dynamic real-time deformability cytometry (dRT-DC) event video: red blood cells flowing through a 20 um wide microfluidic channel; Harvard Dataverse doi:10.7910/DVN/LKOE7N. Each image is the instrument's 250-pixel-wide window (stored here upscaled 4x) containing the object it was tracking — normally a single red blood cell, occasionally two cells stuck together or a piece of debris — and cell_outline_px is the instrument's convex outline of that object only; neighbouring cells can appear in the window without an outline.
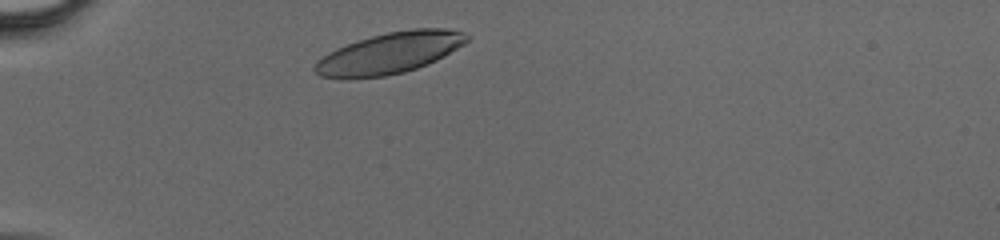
{"species": "human", "species_latin": "Homo sapiens", "temperature_condition": "cold", "stored_images_in_passage": 29, "camera_frame_rate_fps": 3000, "um_per_image_px": 0.085, "donor": {"sex": "male"}, "frame": {"image": 1, "passage_image": 2, "time_ms": 0.333, "image_size_px": [1000, 240], "cell_outline_px": [[468, 40], [464, 44], [444, 56], [428, 64], [404, 72], [384, 76], [320, 76], [312, 68], [328, 52], [336, 48], [372, 36], [388, 32], [412, 28], [444, 28], [460, 32], [468, 36]], "centroid_in_image_um": [33.18, 4.48], "position_along_channel_um": 51.8, "area_um2": 35.37}}
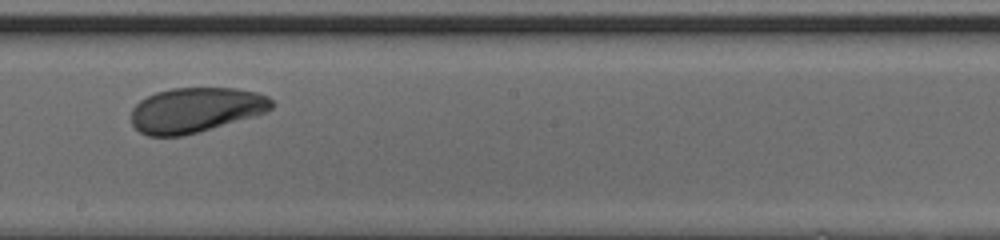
{"frame": {"image": 2, "passage_image": 16, "time_ms": 5.0, "image_size_px": [1000, 240], "cell_outline_px": [[276, 104], [272, 108], [256, 116], [184, 136], [148, 136], [140, 132], [132, 124], [132, 108], [140, 100], [156, 92], [172, 88], [236, 88], [256, 92], [268, 96]], "centroid_in_image_um": [16.65, 9.35], "position_along_channel_um": 231.6, "area_um2": 36.93}}
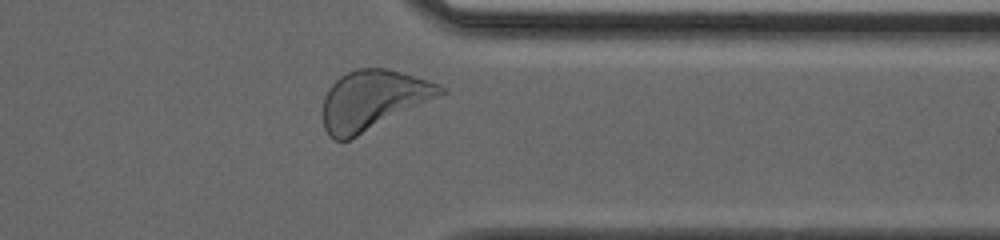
{"frame": {"image": 3, "passage_image": 26, "time_ms": 8.333, "image_size_px": [1000, 240], "cell_outline_px": [[448, 92], [352, 140], [336, 140], [328, 136], [324, 128], [320, 112], [324, 96], [328, 88], [340, 76], [356, 68], [384, 68], [400, 72], [428, 80], [440, 84]], "centroid_in_image_um": [31.66, 8.53], "position_along_channel_um": 379.7, "area_um2": 41.38}}